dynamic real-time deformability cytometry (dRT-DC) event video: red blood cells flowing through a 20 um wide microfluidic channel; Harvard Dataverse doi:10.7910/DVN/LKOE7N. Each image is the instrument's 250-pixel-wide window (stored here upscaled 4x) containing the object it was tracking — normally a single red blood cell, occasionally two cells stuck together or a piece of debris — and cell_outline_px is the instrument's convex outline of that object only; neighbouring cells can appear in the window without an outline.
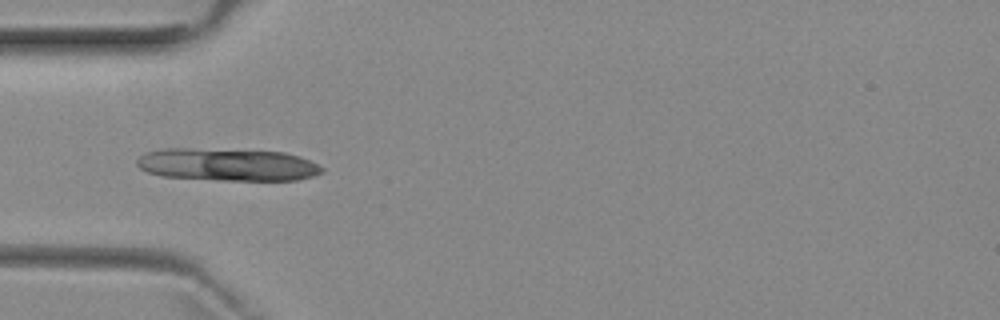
{"species": "common noctule bat (a hibernating species)", "species_latin": "Nyctalus noctula", "temperature_condition": "room temperature", "stored_images_in_passage": 8, "camera_frame_rate_fps": 3000, "um_per_image_px": 0.085, "animal": {"sex": "female", "body_mass_g": 29.2, "forearm_length_mm": 56.3}, "frame": {"image": 1, "passage_image": 3, "time_ms": 3.0, "image_size_px": [1000, 320], "cell_outline_px": [[324, 172], [300, 180], [220, 180], [160, 176], [148, 172], [140, 168], [136, 164], [136, 160], [140, 156], [148, 152], [164, 148], [188, 148], [284, 152], [300, 156], [324, 168]], "centroid_in_image_um": [19.33, 13.99], "position_along_channel_um": 65.7, "area_um2": 35.03}}